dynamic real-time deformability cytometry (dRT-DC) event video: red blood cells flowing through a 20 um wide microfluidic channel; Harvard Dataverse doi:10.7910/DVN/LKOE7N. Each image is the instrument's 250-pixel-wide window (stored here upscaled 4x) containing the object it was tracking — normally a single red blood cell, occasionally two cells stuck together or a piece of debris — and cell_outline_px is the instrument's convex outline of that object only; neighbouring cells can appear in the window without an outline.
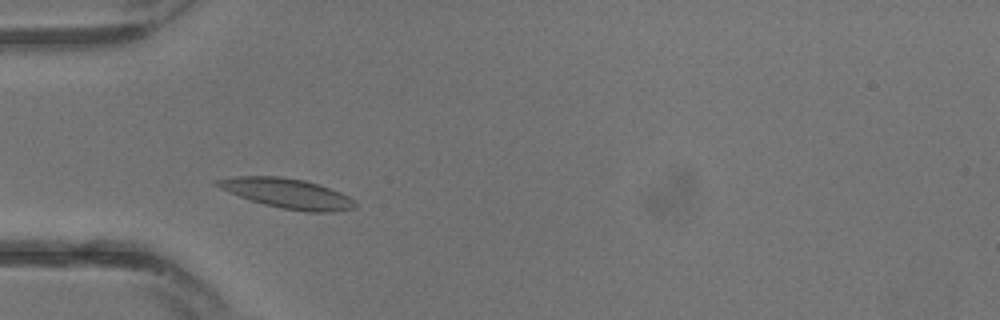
{"species": "common noctule bat (a hibernating species)", "species_latin": "Nyctalus noctula", "temperature_condition": "warm", "stored_images_in_passage": 24, "camera_frame_rate_fps": 3000, "um_per_image_px": 0.085, "animal": {"sex": "male", "body_mass_g": 13.3}, "frame": {"image": 1, "passage_image": 4, "time_ms": 1.0, "image_size_px": [1000, 320], "cell_outline_px": [[356, 208], [332, 212], [304, 212], [280, 208], [264, 204], [240, 196], [220, 188], [212, 184], [212, 180], [236, 176], [280, 176], [304, 180], [320, 184], [340, 192], [348, 196], [356, 204]], "centroid_in_image_um": [24.4, 16.43], "position_along_channel_um": 60.6, "area_um2": 24.04}}
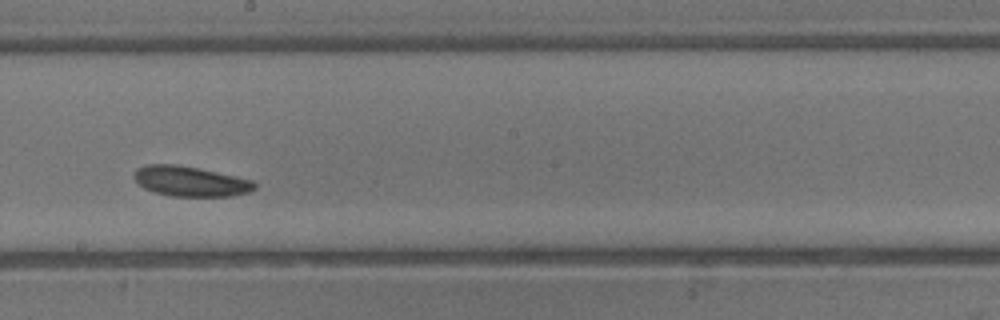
{"frame": {"image": 2, "passage_image": 12, "time_ms": 3.667, "image_size_px": [1000, 320], "cell_outline_px": [[256, 188], [248, 192], [232, 196], [172, 196], [156, 192], [144, 188], [132, 176], [136, 168], [148, 164], [176, 164], [216, 172], [252, 180], [256, 184]], "centroid_in_image_um": [16.16, 15.41], "position_along_channel_um": 232.0, "area_um2": 20.92}}
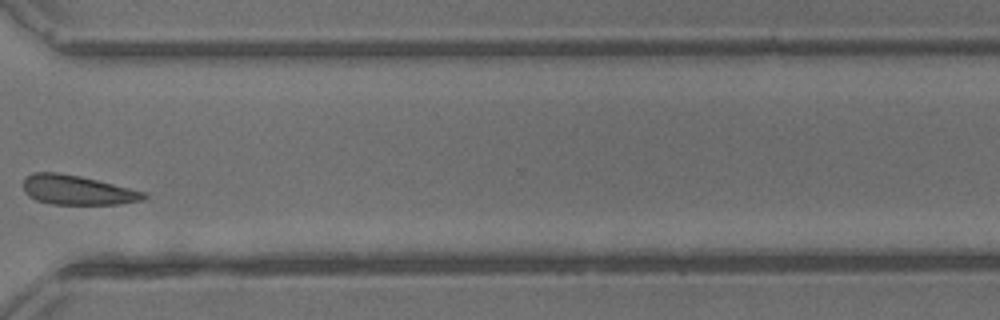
{"frame": {"image": 3, "passage_image": 18, "time_ms": 5.667, "image_size_px": [1000, 320], "cell_outline_px": [[148, 196], [144, 200], [120, 204], [52, 204], [36, 200], [28, 196], [24, 192], [24, 180], [32, 172], [56, 172], [80, 176], [144, 192]], "centroid_in_image_um": [6.55, 16.16], "position_along_channel_um": 364.1, "area_um2": 20.52}}